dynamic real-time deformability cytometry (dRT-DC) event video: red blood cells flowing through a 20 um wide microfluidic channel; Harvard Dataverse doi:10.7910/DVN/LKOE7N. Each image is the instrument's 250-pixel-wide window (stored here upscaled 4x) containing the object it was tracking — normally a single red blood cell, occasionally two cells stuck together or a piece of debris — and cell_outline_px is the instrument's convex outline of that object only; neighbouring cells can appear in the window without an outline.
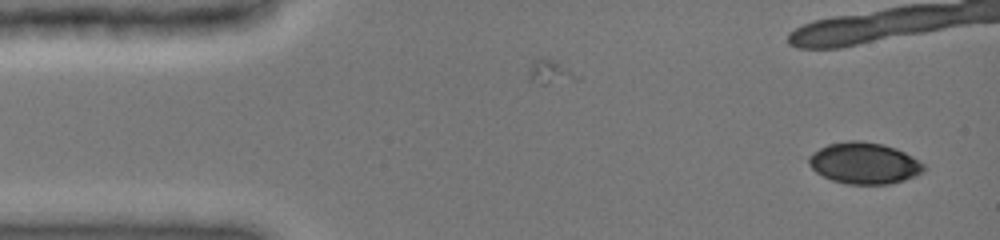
{"species": "common noctule bat (a hibernating species)", "species_latin": "Nyctalus noctula", "temperature_condition": "cold", "stored_images_in_passage": 10, "camera_frame_rate_fps": 3000, "um_per_image_px": 0.085, "animal": {"sex": "female", "body_mass_g": 19.0, "forearm_length_mm": 51.5}, "frame": {"image": 1, "passage_image": 1, "time_ms": 0.0, "image_size_px": [1000, 240], "cell_outline_px": [[928, 168], [924, 172], [916, 176], [904, 180], [888, 184], [848, 184], [832, 180], [816, 172], [808, 164], [808, 156], [812, 152], [828, 144], [848, 140], [860, 140], [880, 144], [896, 148], [912, 156], [924, 164]], "centroid_in_image_um": [73.47, 13.87], "position_along_channel_um": 11.5, "area_um2": 27.86}}